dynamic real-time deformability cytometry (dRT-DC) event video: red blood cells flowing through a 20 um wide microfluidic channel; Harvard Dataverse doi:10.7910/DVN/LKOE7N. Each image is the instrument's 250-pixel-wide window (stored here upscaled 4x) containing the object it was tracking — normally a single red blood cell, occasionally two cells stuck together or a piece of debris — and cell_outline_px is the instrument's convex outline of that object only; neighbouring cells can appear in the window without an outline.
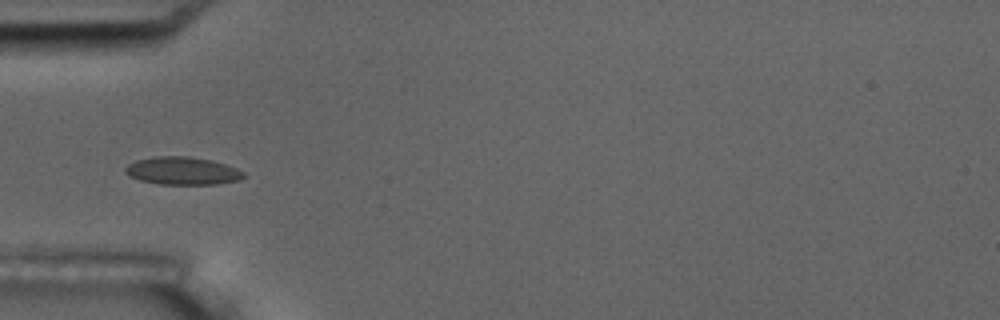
{"species": "common noctule bat (a hibernating species)", "species_latin": "Nyctalus noctula", "temperature_condition": "room temperature", "stored_images_in_passage": 7, "camera_frame_rate_fps": 3000, "um_per_image_px": 0.085, "animal": {"sex": "male", "body_mass_g": 17.5, "forearm_length_mm": 52.3}, "frame": {"image": 1, "passage_image": 5, "time_ms": 4.667, "image_size_px": [1000, 320], "cell_outline_px": [[244, 176], [240, 180], [216, 184], [160, 184], [140, 180], [128, 176], [124, 172], [124, 168], [128, 164], [136, 160], [152, 156], [188, 156], [212, 160], [236, 168], [244, 172]], "centroid_in_image_um": [15.47, 14.51], "position_along_channel_um": 69.5, "area_um2": 19.25}}